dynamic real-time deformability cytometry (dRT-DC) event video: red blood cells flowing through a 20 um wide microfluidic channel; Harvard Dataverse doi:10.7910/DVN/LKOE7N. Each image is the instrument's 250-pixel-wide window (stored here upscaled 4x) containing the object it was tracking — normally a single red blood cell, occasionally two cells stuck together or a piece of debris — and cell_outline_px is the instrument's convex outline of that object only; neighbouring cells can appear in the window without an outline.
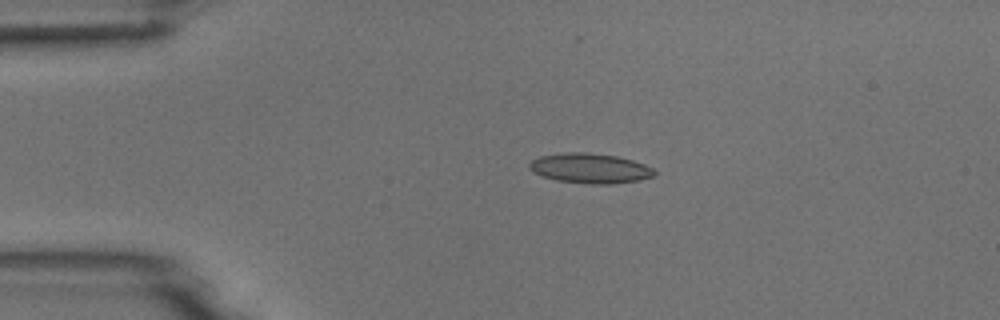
{"species": "common noctule bat (a hibernating species)", "species_latin": "Nyctalus noctula", "temperature_condition": "room temperature", "stored_images_in_passage": 6, "camera_frame_rate_fps": 3000, "um_per_image_px": 0.085, "animal": {"sex": "male", "body_mass_g": 18.8}, "frame": {"image": 1, "passage_image": 3, "time_ms": 2.667, "image_size_px": [1000, 320], "cell_outline_px": [[656, 172], [652, 176], [640, 180], [612, 184], [592, 184], [556, 180], [532, 172], [528, 168], [528, 164], [532, 160], [540, 156], [564, 152], [588, 152], [616, 156], [632, 160], [644, 164], [652, 168]], "centroid_in_image_um": [50.13, 14.3], "position_along_channel_um": 34.9, "area_um2": 21.79}}